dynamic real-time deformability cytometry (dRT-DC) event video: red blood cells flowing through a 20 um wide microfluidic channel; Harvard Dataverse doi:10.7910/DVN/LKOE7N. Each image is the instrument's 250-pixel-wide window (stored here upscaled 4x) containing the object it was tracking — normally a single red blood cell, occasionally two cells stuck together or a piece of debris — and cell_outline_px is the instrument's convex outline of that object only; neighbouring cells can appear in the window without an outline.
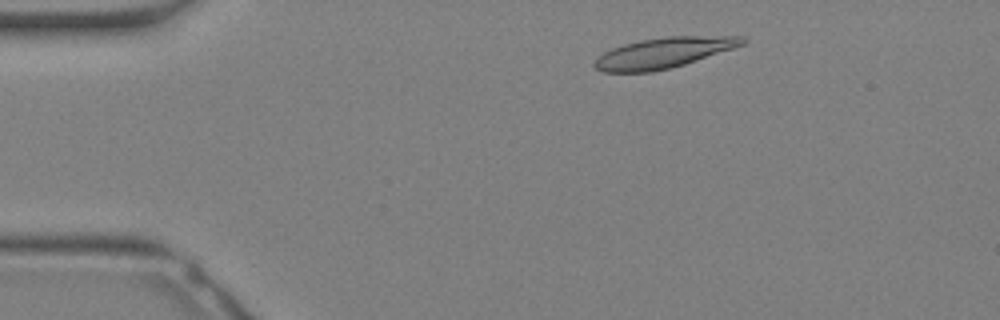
{"species": "Egyptian fruit bat (a non-hibernating species)", "species_latin": "Rousettus aegyptiacus", "temperature_condition": "warm", "stored_images_in_passage": 15, "camera_frame_rate_fps": 3000, "um_per_image_px": 0.085, "animal": {"sex": "female"}, "frame": {"image": 1, "passage_image": 1, "time_ms": 0.0, "image_size_px": [1000, 320], "cell_outline_px": [[748, 40], [744, 44], [684, 64], [652, 72], [600, 72], [592, 64], [596, 56], [612, 48], [624, 44], [640, 40], [668, 36], [744, 36]], "centroid_in_image_um": [56.35, 4.49], "position_along_channel_um": 28.7, "area_um2": 26.18}}
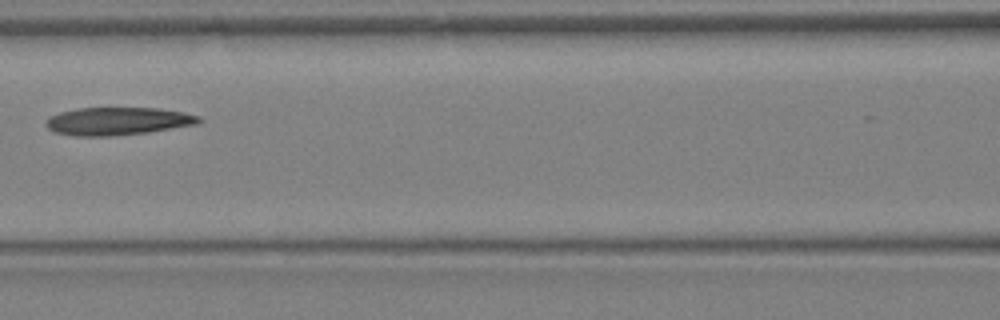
{"frame": {"image": 2, "passage_image": 10, "time_ms": 3.0, "image_size_px": [1000, 320], "cell_outline_px": [[204, 120], [200, 124], [148, 132], [108, 136], [76, 136], [56, 132], [48, 128], [44, 124], [48, 116], [60, 112], [76, 108], [160, 108], [184, 112], [200, 116]], "centroid_in_image_um": [10.04, 10.29], "position_along_channel_um": 156.6, "area_um2": 25.03}}
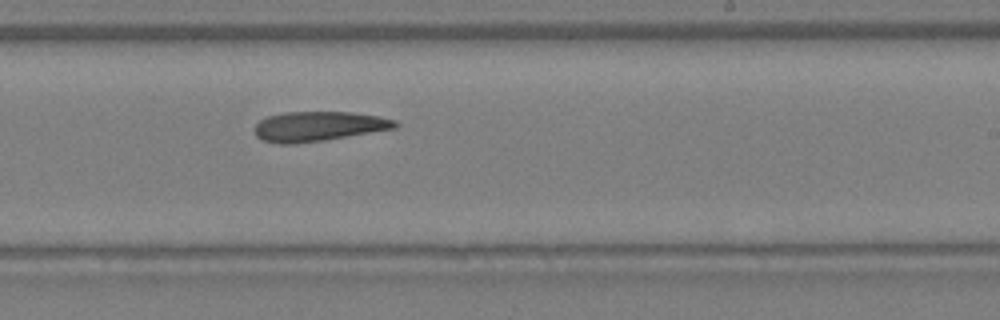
{"frame": {"image": 3, "passage_image": 15, "time_ms": 4.667, "image_size_px": [1000, 320], "cell_outline_px": [[400, 124], [396, 128], [324, 140], [292, 144], [276, 144], [260, 140], [256, 136], [256, 124], [260, 120], [268, 116], [284, 112], [348, 112], [380, 116], [396, 120]], "centroid_in_image_um": [27.07, 10.74], "position_along_channel_um": 261.9, "area_um2": 24.39}}